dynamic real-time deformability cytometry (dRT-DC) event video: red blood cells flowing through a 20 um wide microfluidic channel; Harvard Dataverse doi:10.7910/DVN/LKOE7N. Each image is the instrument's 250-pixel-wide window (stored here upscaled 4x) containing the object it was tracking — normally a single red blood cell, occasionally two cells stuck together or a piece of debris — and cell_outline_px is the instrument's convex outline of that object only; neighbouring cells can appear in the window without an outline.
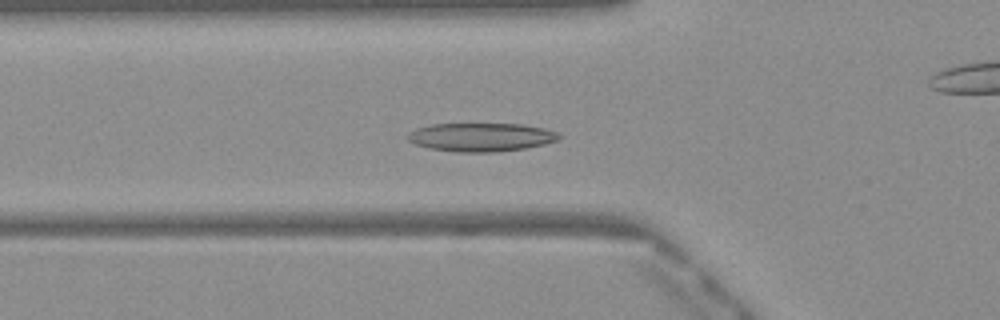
{"species": "Egyptian fruit bat (a non-hibernating species)", "species_latin": "Rousettus aegyptiacus", "temperature_condition": "warm", "stored_images_in_passage": 49, "camera_frame_rate_fps": 3000, "um_per_image_px": 0.085, "frame": {"image": 1, "passage_image": 16, "time_ms": 5.0, "image_size_px": [1000, 320], "cell_outline_px": [[560, 136], [556, 140], [544, 144], [524, 148], [492, 152], [456, 152], [428, 148], [416, 144], [408, 140], [404, 136], [408, 132], [416, 128], [432, 124], [520, 124], [544, 128], [556, 132]], "centroid_in_image_um": [40.82, 11.65], "position_along_channel_um": 85.0, "area_um2": 25.03}}
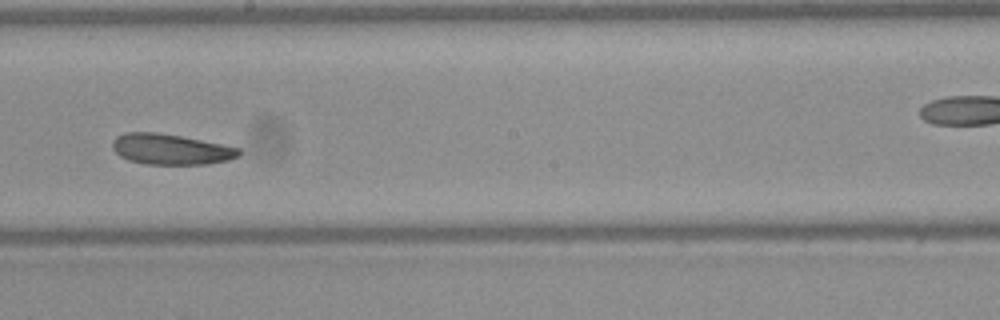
{"frame": {"image": 2, "passage_image": 27, "time_ms": 8.667, "image_size_px": [1000, 320], "cell_outline_px": [[240, 156], [228, 160], [208, 164], [144, 164], [128, 160], [120, 156], [112, 148], [112, 140], [116, 136], [124, 132], [156, 132], [180, 136], [240, 148]], "centroid_in_image_um": [14.48, 12.69], "position_along_channel_um": 233.7, "area_um2": 22.54}}
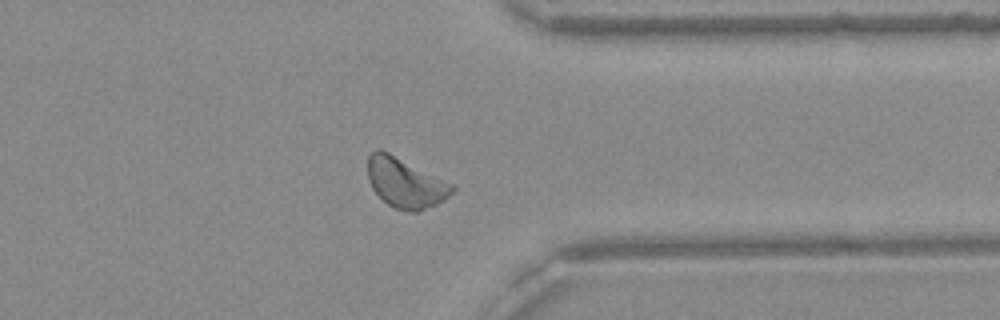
{"frame": {"image": 3, "passage_image": 38, "time_ms": 12.333, "image_size_px": [1000, 320], "cell_outline_px": [[456, 188], [448, 196], [436, 204], [416, 212], [408, 212], [396, 208], [388, 204], [372, 188], [368, 180], [368, 156], [376, 148], [380, 148], [456, 184]], "centroid_in_image_um": [34.47, 15.52], "position_along_channel_um": 376.9, "area_um2": 24.62}, "authors_computed_cell_mechanics": {"area_um2": 23.7558, "velocity_mm_per_s": 4.0388, "shape_relaxation_time_tau1_ms": 3.5805, "shape_relaxation_time_tau2_ms": null, "deformation_change_tau1": 0.0915, "deformation_change_tau2": null}}